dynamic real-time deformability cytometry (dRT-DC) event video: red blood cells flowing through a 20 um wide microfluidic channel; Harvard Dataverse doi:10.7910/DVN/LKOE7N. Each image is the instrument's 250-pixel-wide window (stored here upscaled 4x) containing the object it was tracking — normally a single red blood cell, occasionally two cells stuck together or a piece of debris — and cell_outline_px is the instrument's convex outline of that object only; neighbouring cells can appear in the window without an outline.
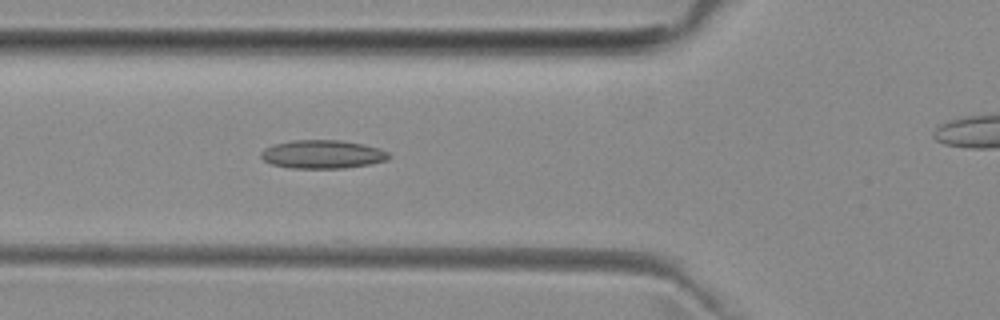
{"species": "common noctule bat (a hibernating species)", "species_latin": "Nyctalus noctula", "temperature_condition": "room temperature", "stored_images_in_passage": 6, "camera_frame_rate_fps": 3000, "um_per_image_px": 0.085, "animal": {"sex": "female", "body_mass_g": 29.2, "forearm_length_mm": 56.3}, "frame": {"image": 1, "passage_image": 5, "time_ms": 4.667, "image_size_px": [1000, 320], "cell_outline_px": [[392, 156], [388, 160], [372, 164], [344, 168], [292, 168], [272, 164], [264, 160], [260, 156], [260, 152], [264, 148], [272, 144], [292, 140], [340, 140], [380, 148], [388, 152]], "centroid_in_image_um": [27.42, 13.11], "position_along_channel_um": 98.4, "area_um2": 21.33}}